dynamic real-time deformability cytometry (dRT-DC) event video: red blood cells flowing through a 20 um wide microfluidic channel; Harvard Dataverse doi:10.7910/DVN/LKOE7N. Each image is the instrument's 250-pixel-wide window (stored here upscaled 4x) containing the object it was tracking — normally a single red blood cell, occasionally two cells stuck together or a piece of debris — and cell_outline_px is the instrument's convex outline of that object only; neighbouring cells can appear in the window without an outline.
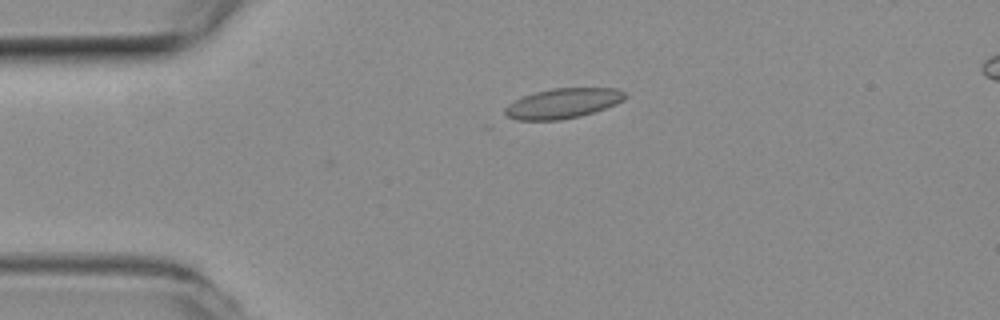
{"species": "common noctule bat (a hibernating species)", "species_latin": "Nyctalus noctula", "temperature_condition": "room temperature", "stored_images_in_passage": 3, "camera_frame_rate_fps": 3000, "um_per_image_px": 0.085, "animal": {"sex": "female", "body_mass_g": 19.3, "forearm_length_mm": 54.1}, "frame": {"image": 1, "passage_image": 3, "time_ms": 0.667, "image_size_px": [1000, 320], "cell_outline_px": [[628, 96], [624, 100], [616, 104], [580, 116], [560, 120], [516, 120], [508, 116], [504, 112], [504, 108], [508, 104], [524, 96], [536, 92], [552, 88], [616, 88], [624, 92]], "centroid_in_image_um": [47.85, 8.78], "position_along_channel_um": 37.1, "area_um2": 20.87}}